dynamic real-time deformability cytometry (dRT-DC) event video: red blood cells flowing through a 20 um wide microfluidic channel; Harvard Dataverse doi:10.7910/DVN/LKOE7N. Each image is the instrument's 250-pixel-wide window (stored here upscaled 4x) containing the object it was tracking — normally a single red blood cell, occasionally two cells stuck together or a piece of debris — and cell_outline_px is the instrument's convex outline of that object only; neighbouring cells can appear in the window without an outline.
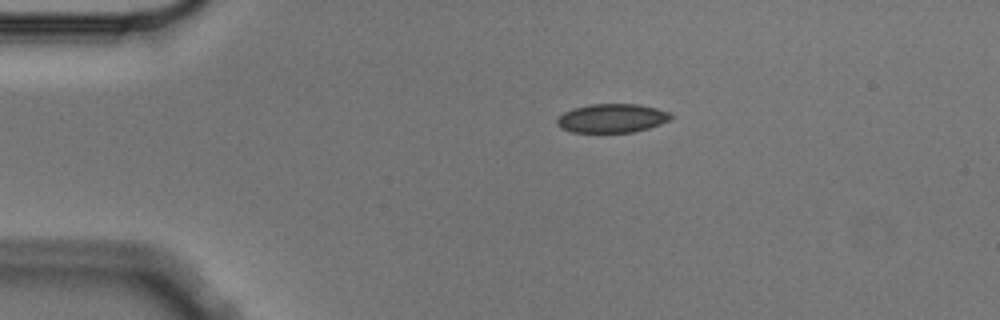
{"species": "Egyptian fruit bat (a non-hibernating species)", "species_latin": "Rousettus aegyptiacus", "temperature_condition": "cold", "stored_images_in_passage": 3, "camera_frame_rate_fps": 3000, "um_per_image_px": 0.085, "animal": {"sex": "male"}, "frame": {"image": 1, "passage_image": 1, "time_ms": 0.0, "image_size_px": [1000, 320], "cell_outline_px": [[676, 116], [660, 124], [648, 128], [632, 132], [572, 132], [560, 128], [556, 124], [556, 120], [564, 112], [572, 108], [592, 104], [640, 104], [656, 108], [668, 112]], "centroid_in_image_um": [52.01, 10.04], "position_along_channel_um": 33.0, "area_um2": 19.13}}
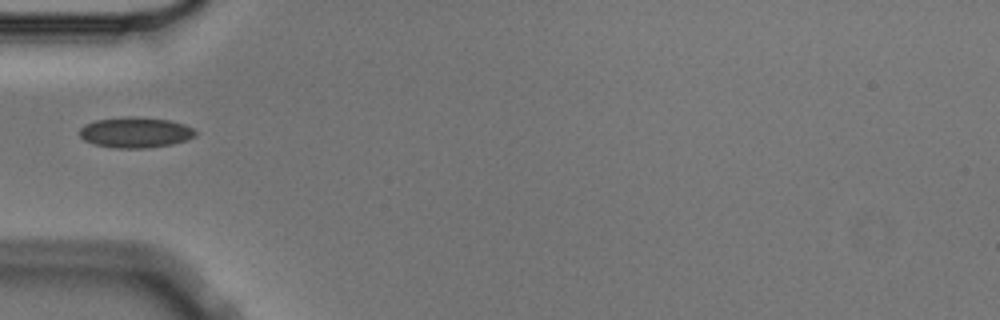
{"frame": {"image": 2, "passage_image": 3, "time_ms": 0.667, "image_size_px": [1000, 320], "cell_outline_px": [[196, 136], [188, 140], [172, 144], [148, 148], [112, 148], [92, 144], [84, 140], [80, 136], [80, 128], [84, 124], [96, 120], [124, 116], [132, 116], [168, 120], [184, 124], [192, 128], [196, 132]], "centroid_in_image_um": [11.49, 11.26], "position_along_channel_um": 73.5, "area_um2": 20.87}}